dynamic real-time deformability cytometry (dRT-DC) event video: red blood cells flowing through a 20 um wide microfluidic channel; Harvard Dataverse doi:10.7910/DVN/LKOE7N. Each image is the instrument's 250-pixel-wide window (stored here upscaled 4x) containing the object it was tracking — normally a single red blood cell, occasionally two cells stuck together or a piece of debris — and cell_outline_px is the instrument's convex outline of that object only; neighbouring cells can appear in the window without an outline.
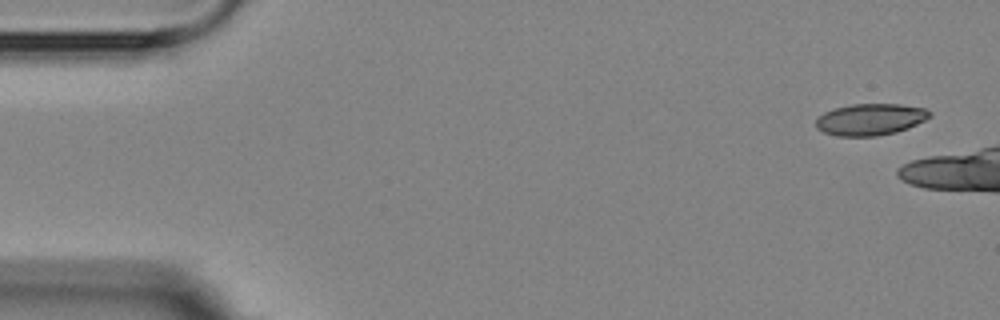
{"species": "Egyptian fruit bat (a non-hibernating species)", "species_latin": "Rousettus aegyptiacus", "temperature_condition": "room temperature", "stored_images_in_passage": 3, "camera_frame_rate_fps": 3000, "um_per_image_px": 0.085, "animal": {"sex": "female"}, "frame": {"image": 1, "passage_image": 1, "time_ms": 0.0, "image_size_px": [1000, 320], "cell_outline_px": [[932, 116], [908, 128], [896, 132], [876, 136], [836, 136], [824, 132], [816, 128], [816, 120], [824, 112], [836, 108], [852, 104], [900, 104], [924, 108], [932, 112]], "centroid_in_image_um": [73.99, 10.15], "position_along_channel_um": 11.0, "area_um2": 20.92}}